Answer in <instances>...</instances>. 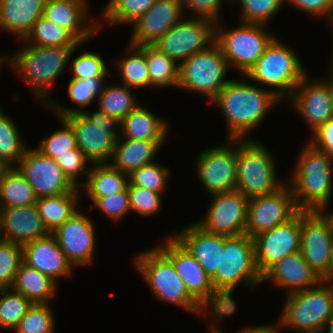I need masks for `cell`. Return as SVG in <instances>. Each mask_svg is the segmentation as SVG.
Masks as SVG:
<instances>
[{"label": "cell", "mask_w": 333, "mask_h": 333, "mask_svg": "<svg viewBox=\"0 0 333 333\" xmlns=\"http://www.w3.org/2000/svg\"><path fill=\"white\" fill-rule=\"evenodd\" d=\"M281 101L272 91L251 84L244 75L242 80L230 78L211 102L220 109L226 121L229 132L226 139H248L247 133L256 129L270 109Z\"/></svg>", "instance_id": "obj_1"}, {"label": "cell", "mask_w": 333, "mask_h": 333, "mask_svg": "<svg viewBox=\"0 0 333 333\" xmlns=\"http://www.w3.org/2000/svg\"><path fill=\"white\" fill-rule=\"evenodd\" d=\"M295 164L287 183L297 208L300 211H326L333 192V159L307 141Z\"/></svg>", "instance_id": "obj_2"}, {"label": "cell", "mask_w": 333, "mask_h": 333, "mask_svg": "<svg viewBox=\"0 0 333 333\" xmlns=\"http://www.w3.org/2000/svg\"><path fill=\"white\" fill-rule=\"evenodd\" d=\"M85 43L77 46L52 47L34 46L24 42L23 47L10 54V68L21 79H24L28 88H31L35 97L39 98L44 107L51 102L48 92L53 87L68 66L74 51Z\"/></svg>", "instance_id": "obj_3"}, {"label": "cell", "mask_w": 333, "mask_h": 333, "mask_svg": "<svg viewBox=\"0 0 333 333\" xmlns=\"http://www.w3.org/2000/svg\"><path fill=\"white\" fill-rule=\"evenodd\" d=\"M134 258V269L156 299L193 315H206L207 311L186 290L172 262L157 247L141 251Z\"/></svg>", "instance_id": "obj_4"}, {"label": "cell", "mask_w": 333, "mask_h": 333, "mask_svg": "<svg viewBox=\"0 0 333 333\" xmlns=\"http://www.w3.org/2000/svg\"><path fill=\"white\" fill-rule=\"evenodd\" d=\"M165 243V244H164ZM156 246L173 264L188 293L220 322L236 310L215 290L211 277L194 256L173 236Z\"/></svg>", "instance_id": "obj_5"}, {"label": "cell", "mask_w": 333, "mask_h": 333, "mask_svg": "<svg viewBox=\"0 0 333 333\" xmlns=\"http://www.w3.org/2000/svg\"><path fill=\"white\" fill-rule=\"evenodd\" d=\"M279 40L276 37L270 43L245 77L272 91L284 102L283 100L287 101L298 84L309 74L291 46Z\"/></svg>", "instance_id": "obj_6"}, {"label": "cell", "mask_w": 333, "mask_h": 333, "mask_svg": "<svg viewBox=\"0 0 333 333\" xmlns=\"http://www.w3.org/2000/svg\"><path fill=\"white\" fill-rule=\"evenodd\" d=\"M215 290L237 311L233 293L239 285L260 286L262 276L255 262L254 239L247 234L224 236L220 269L211 278Z\"/></svg>", "instance_id": "obj_7"}, {"label": "cell", "mask_w": 333, "mask_h": 333, "mask_svg": "<svg viewBox=\"0 0 333 333\" xmlns=\"http://www.w3.org/2000/svg\"><path fill=\"white\" fill-rule=\"evenodd\" d=\"M254 139H237L235 190L248 198L275 193L287 183L277 176L274 154Z\"/></svg>", "instance_id": "obj_8"}, {"label": "cell", "mask_w": 333, "mask_h": 333, "mask_svg": "<svg viewBox=\"0 0 333 333\" xmlns=\"http://www.w3.org/2000/svg\"><path fill=\"white\" fill-rule=\"evenodd\" d=\"M275 327L295 331L323 330L333 317V284L321 282L313 288L286 295ZM282 327V328H281Z\"/></svg>", "instance_id": "obj_9"}, {"label": "cell", "mask_w": 333, "mask_h": 333, "mask_svg": "<svg viewBox=\"0 0 333 333\" xmlns=\"http://www.w3.org/2000/svg\"><path fill=\"white\" fill-rule=\"evenodd\" d=\"M218 22L215 27V43L219 46L228 66L246 75L276 38L264 24L238 23L229 30ZM226 29V30H225Z\"/></svg>", "instance_id": "obj_10"}, {"label": "cell", "mask_w": 333, "mask_h": 333, "mask_svg": "<svg viewBox=\"0 0 333 333\" xmlns=\"http://www.w3.org/2000/svg\"><path fill=\"white\" fill-rule=\"evenodd\" d=\"M73 128L77 148L92 164L109 163L120 137L121 121L104 112L87 111L64 117Z\"/></svg>", "instance_id": "obj_11"}, {"label": "cell", "mask_w": 333, "mask_h": 333, "mask_svg": "<svg viewBox=\"0 0 333 333\" xmlns=\"http://www.w3.org/2000/svg\"><path fill=\"white\" fill-rule=\"evenodd\" d=\"M229 69L219 46L214 43L180 64L177 88L193 91L212 101L230 81L225 79Z\"/></svg>", "instance_id": "obj_12"}, {"label": "cell", "mask_w": 333, "mask_h": 333, "mask_svg": "<svg viewBox=\"0 0 333 333\" xmlns=\"http://www.w3.org/2000/svg\"><path fill=\"white\" fill-rule=\"evenodd\" d=\"M216 23L206 18L184 16L153 46L179 65L193 54L215 43Z\"/></svg>", "instance_id": "obj_13"}, {"label": "cell", "mask_w": 333, "mask_h": 333, "mask_svg": "<svg viewBox=\"0 0 333 333\" xmlns=\"http://www.w3.org/2000/svg\"><path fill=\"white\" fill-rule=\"evenodd\" d=\"M203 150L196 158V174L209 195L236 189L237 139Z\"/></svg>", "instance_id": "obj_14"}, {"label": "cell", "mask_w": 333, "mask_h": 333, "mask_svg": "<svg viewBox=\"0 0 333 333\" xmlns=\"http://www.w3.org/2000/svg\"><path fill=\"white\" fill-rule=\"evenodd\" d=\"M333 221L326 211H301L300 252L323 278L329 271Z\"/></svg>", "instance_id": "obj_15"}, {"label": "cell", "mask_w": 333, "mask_h": 333, "mask_svg": "<svg viewBox=\"0 0 333 333\" xmlns=\"http://www.w3.org/2000/svg\"><path fill=\"white\" fill-rule=\"evenodd\" d=\"M205 216L194 221L213 234L239 236L246 234L249 198L240 191L215 193Z\"/></svg>", "instance_id": "obj_16"}, {"label": "cell", "mask_w": 333, "mask_h": 333, "mask_svg": "<svg viewBox=\"0 0 333 333\" xmlns=\"http://www.w3.org/2000/svg\"><path fill=\"white\" fill-rule=\"evenodd\" d=\"M300 210L288 183L275 193L249 198L246 234L255 236L292 219Z\"/></svg>", "instance_id": "obj_17"}, {"label": "cell", "mask_w": 333, "mask_h": 333, "mask_svg": "<svg viewBox=\"0 0 333 333\" xmlns=\"http://www.w3.org/2000/svg\"><path fill=\"white\" fill-rule=\"evenodd\" d=\"M253 239L257 270L263 277L284 257L300 252L301 211L289 221L277 225Z\"/></svg>", "instance_id": "obj_18"}, {"label": "cell", "mask_w": 333, "mask_h": 333, "mask_svg": "<svg viewBox=\"0 0 333 333\" xmlns=\"http://www.w3.org/2000/svg\"><path fill=\"white\" fill-rule=\"evenodd\" d=\"M16 168L32 186L37 198L66 194L76 189L59 164L36 147L27 148Z\"/></svg>", "instance_id": "obj_19"}, {"label": "cell", "mask_w": 333, "mask_h": 333, "mask_svg": "<svg viewBox=\"0 0 333 333\" xmlns=\"http://www.w3.org/2000/svg\"><path fill=\"white\" fill-rule=\"evenodd\" d=\"M95 232L90 216L78 210L52 234L75 269L87 267L93 262L97 242Z\"/></svg>", "instance_id": "obj_20"}, {"label": "cell", "mask_w": 333, "mask_h": 333, "mask_svg": "<svg viewBox=\"0 0 333 333\" xmlns=\"http://www.w3.org/2000/svg\"><path fill=\"white\" fill-rule=\"evenodd\" d=\"M329 78H328V77ZM323 79L306 76L288 99L312 134L322 124L333 118L330 74Z\"/></svg>", "instance_id": "obj_21"}, {"label": "cell", "mask_w": 333, "mask_h": 333, "mask_svg": "<svg viewBox=\"0 0 333 333\" xmlns=\"http://www.w3.org/2000/svg\"><path fill=\"white\" fill-rule=\"evenodd\" d=\"M181 0H155L153 5L133 22L129 44L133 46L153 45L183 17Z\"/></svg>", "instance_id": "obj_22"}, {"label": "cell", "mask_w": 333, "mask_h": 333, "mask_svg": "<svg viewBox=\"0 0 333 333\" xmlns=\"http://www.w3.org/2000/svg\"><path fill=\"white\" fill-rule=\"evenodd\" d=\"M88 3L87 0H47L42 16L67 30L79 43H87L99 29L98 19L89 17Z\"/></svg>", "instance_id": "obj_23"}, {"label": "cell", "mask_w": 333, "mask_h": 333, "mask_svg": "<svg viewBox=\"0 0 333 333\" xmlns=\"http://www.w3.org/2000/svg\"><path fill=\"white\" fill-rule=\"evenodd\" d=\"M23 262L56 282L70 277L74 270L52 233L24 244Z\"/></svg>", "instance_id": "obj_24"}, {"label": "cell", "mask_w": 333, "mask_h": 333, "mask_svg": "<svg viewBox=\"0 0 333 333\" xmlns=\"http://www.w3.org/2000/svg\"><path fill=\"white\" fill-rule=\"evenodd\" d=\"M172 235L194 256L211 278L217 269H220L224 235L207 232L195 222L174 231Z\"/></svg>", "instance_id": "obj_25"}, {"label": "cell", "mask_w": 333, "mask_h": 333, "mask_svg": "<svg viewBox=\"0 0 333 333\" xmlns=\"http://www.w3.org/2000/svg\"><path fill=\"white\" fill-rule=\"evenodd\" d=\"M322 281L304 260L301 252L284 257L262 277V283L269 282L284 288L287 290L286 295L316 287Z\"/></svg>", "instance_id": "obj_26"}, {"label": "cell", "mask_w": 333, "mask_h": 333, "mask_svg": "<svg viewBox=\"0 0 333 333\" xmlns=\"http://www.w3.org/2000/svg\"><path fill=\"white\" fill-rule=\"evenodd\" d=\"M0 222L6 241L24 245L50 234L35 204L0 209Z\"/></svg>", "instance_id": "obj_27"}, {"label": "cell", "mask_w": 333, "mask_h": 333, "mask_svg": "<svg viewBox=\"0 0 333 333\" xmlns=\"http://www.w3.org/2000/svg\"><path fill=\"white\" fill-rule=\"evenodd\" d=\"M47 0H0V29L23 40L42 16Z\"/></svg>", "instance_id": "obj_28"}, {"label": "cell", "mask_w": 333, "mask_h": 333, "mask_svg": "<svg viewBox=\"0 0 333 333\" xmlns=\"http://www.w3.org/2000/svg\"><path fill=\"white\" fill-rule=\"evenodd\" d=\"M146 106L138 105L121 120L120 137L141 141H166L168 120L159 118Z\"/></svg>", "instance_id": "obj_29"}, {"label": "cell", "mask_w": 333, "mask_h": 333, "mask_svg": "<svg viewBox=\"0 0 333 333\" xmlns=\"http://www.w3.org/2000/svg\"><path fill=\"white\" fill-rule=\"evenodd\" d=\"M164 144L165 141H141L119 137L109 164L125 174H130L142 166L155 162L154 159Z\"/></svg>", "instance_id": "obj_30"}, {"label": "cell", "mask_w": 333, "mask_h": 333, "mask_svg": "<svg viewBox=\"0 0 333 333\" xmlns=\"http://www.w3.org/2000/svg\"><path fill=\"white\" fill-rule=\"evenodd\" d=\"M88 165H91V169L82 186L85 188V195L93 204L99 198L127 189L128 174L113 168L109 163Z\"/></svg>", "instance_id": "obj_31"}, {"label": "cell", "mask_w": 333, "mask_h": 333, "mask_svg": "<svg viewBox=\"0 0 333 333\" xmlns=\"http://www.w3.org/2000/svg\"><path fill=\"white\" fill-rule=\"evenodd\" d=\"M13 290L24 295L33 304L50 303L57 294V282L37 269L22 263L16 273Z\"/></svg>", "instance_id": "obj_32"}, {"label": "cell", "mask_w": 333, "mask_h": 333, "mask_svg": "<svg viewBox=\"0 0 333 333\" xmlns=\"http://www.w3.org/2000/svg\"><path fill=\"white\" fill-rule=\"evenodd\" d=\"M107 78H83V79H75L71 78L68 82L67 86V94L70 98V101L75 102L78 106L75 107H67L66 105H60L55 102V100H51L50 103L46 106V109L50 108L51 111L56 113L55 116L64 118L68 115L75 113L84 112L87 106H90L92 101L103 92L105 86V80ZM55 102V103H54ZM79 108V109H78ZM83 109V110H82Z\"/></svg>", "instance_id": "obj_33"}, {"label": "cell", "mask_w": 333, "mask_h": 333, "mask_svg": "<svg viewBox=\"0 0 333 333\" xmlns=\"http://www.w3.org/2000/svg\"><path fill=\"white\" fill-rule=\"evenodd\" d=\"M80 188L74 191L49 197L37 198L36 205L43 222L50 233L69 219L79 209Z\"/></svg>", "instance_id": "obj_34"}, {"label": "cell", "mask_w": 333, "mask_h": 333, "mask_svg": "<svg viewBox=\"0 0 333 333\" xmlns=\"http://www.w3.org/2000/svg\"><path fill=\"white\" fill-rule=\"evenodd\" d=\"M37 202L32 186L17 168H7L0 176V209L22 207Z\"/></svg>", "instance_id": "obj_35"}, {"label": "cell", "mask_w": 333, "mask_h": 333, "mask_svg": "<svg viewBox=\"0 0 333 333\" xmlns=\"http://www.w3.org/2000/svg\"><path fill=\"white\" fill-rule=\"evenodd\" d=\"M126 55L119 57L116 63L117 72L123 85L129 88L150 87L149 70L146 62V45L138 47L128 44Z\"/></svg>", "instance_id": "obj_36"}, {"label": "cell", "mask_w": 333, "mask_h": 333, "mask_svg": "<svg viewBox=\"0 0 333 333\" xmlns=\"http://www.w3.org/2000/svg\"><path fill=\"white\" fill-rule=\"evenodd\" d=\"M16 124L0 105V161L6 168H16L29 147Z\"/></svg>", "instance_id": "obj_37"}, {"label": "cell", "mask_w": 333, "mask_h": 333, "mask_svg": "<svg viewBox=\"0 0 333 333\" xmlns=\"http://www.w3.org/2000/svg\"><path fill=\"white\" fill-rule=\"evenodd\" d=\"M132 91V88L121 83L117 85L107 83L97 98V108L107 116L118 118L121 121L139 105Z\"/></svg>", "instance_id": "obj_38"}, {"label": "cell", "mask_w": 333, "mask_h": 333, "mask_svg": "<svg viewBox=\"0 0 333 333\" xmlns=\"http://www.w3.org/2000/svg\"><path fill=\"white\" fill-rule=\"evenodd\" d=\"M146 62L149 70L150 87H176L179 83L180 65L160 52L153 45H146Z\"/></svg>", "instance_id": "obj_39"}, {"label": "cell", "mask_w": 333, "mask_h": 333, "mask_svg": "<svg viewBox=\"0 0 333 333\" xmlns=\"http://www.w3.org/2000/svg\"><path fill=\"white\" fill-rule=\"evenodd\" d=\"M155 0H108V3L102 10V17L98 19V27L101 28V22L104 25L130 26L139 17H141L153 5Z\"/></svg>", "instance_id": "obj_40"}, {"label": "cell", "mask_w": 333, "mask_h": 333, "mask_svg": "<svg viewBox=\"0 0 333 333\" xmlns=\"http://www.w3.org/2000/svg\"><path fill=\"white\" fill-rule=\"evenodd\" d=\"M23 42L34 46H77L79 42L64 28L41 16Z\"/></svg>", "instance_id": "obj_41"}, {"label": "cell", "mask_w": 333, "mask_h": 333, "mask_svg": "<svg viewBox=\"0 0 333 333\" xmlns=\"http://www.w3.org/2000/svg\"><path fill=\"white\" fill-rule=\"evenodd\" d=\"M33 303L12 288L0 289V327L14 331Z\"/></svg>", "instance_id": "obj_42"}, {"label": "cell", "mask_w": 333, "mask_h": 333, "mask_svg": "<svg viewBox=\"0 0 333 333\" xmlns=\"http://www.w3.org/2000/svg\"><path fill=\"white\" fill-rule=\"evenodd\" d=\"M231 5L239 3L238 21L268 25L273 16L286 5L285 0H230Z\"/></svg>", "instance_id": "obj_43"}, {"label": "cell", "mask_w": 333, "mask_h": 333, "mask_svg": "<svg viewBox=\"0 0 333 333\" xmlns=\"http://www.w3.org/2000/svg\"><path fill=\"white\" fill-rule=\"evenodd\" d=\"M169 176V168L155 161L128 174V185L139 186L163 194L168 187Z\"/></svg>", "instance_id": "obj_44"}, {"label": "cell", "mask_w": 333, "mask_h": 333, "mask_svg": "<svg viewBox=\"0 0 333 333\" xmlns=\"http://www.w3.org/2000/svg\"><path fill=\"white\" fill-rule=\"evenodd\" d=\"M49 303L33 304L20 320L15 333H54L55 318Z\"/></svg>", "instance_id": "obj_45"}, {"label": "cell", "mask_w": 333, "mask_h": 333, "mask_svg": "<svg viewBox=\"0 0 333 333\" xmlns=\"http://www.w3.org/2000/svg\"><path fill=\"white\" fill-rule=\"evenodd\" d=\"M61 123V129L52 132L49 136L42 139L36 148L45 156L55 158L57 155L69 154V150L76 149V139L73 128L64 119L58 117Z\"/></svg>", "instance_id": "obj_46"}, {"label": "cell", "mask_w": 333, "mask_h": 333, "mask_svg": "<svg viewBox=\"0 0 333 333\" xmlns=\"http://www.w3.org/2000/svg\"><path fill=\"white\" fill-rule=\"evenodd\" d=\"M23 263V245L6 241L0 246V289L11 288Z\"/></svg>", "instance_id": "obj_47"}, {"label": "cell", "mask_w": 333, "mask_h": 333, "mask_svg": "<svg viewBox=\"0 0 333 333\" xmlns=\"http://www.w3.org/2000/svg\"><path fill=\"white\" fill-rule=\"evenodd\" d=\"M69 65L73 72L71 78H106L109 75L106 63L100 53L83 52L69 61Z\"/></svg>", "instance_id": "obj_48"}, {"label": "cell", "mask_w": 333, "mask_h": 333, "mask_svg": "<svg viewBox=\"0 0 333 333\" xmlns=\"http://www.w3.org/2000/svg\"><path fill=\"white\" fill-rule=\"evenodd\" d=\"M131 212L142 217L155 215L162 208V194L139 186L128 185Z\"/></svg>", "instance_id": "obj_49"}, {"label": "cell", "mask_w": 333, "mask_h": 333, "mask_svg": "<svg viewBox=\"0 0 333 333\" xmlns=\"http://www.w3.org/2000/svg\"><path fill=\"white\" fill-rule=\"evenodd\" d=\"M54 160L62 168L64 175L76 187L82 188L83 182H79V176L87 178L91 167L87 168V163L92 162L78 148L69 150V154L57 155ZM87 168V169H86Z\"/></svg>", "instance_id": "obj_50"}, {"label": "cell", "mask_w": 333, "mask_h": 333, "mask_svg": "<svg viewBox=\"0 0 333 333\" xmlns=\"http://www.w3.org/2000/svg\"><path fill=\"white\" fill-rule=\"evenodd\" d=\"M96 207L110 220L120 221L131 212L128 190L99 198L91 209Z\"/></svg>", "instance_id": "obj_51"}, {"label": "cell", "mask_w": 333, "mask_h": 333, "mask_svg": "<svg viewBox=\"0 0 333 333\" xmlns=\"http://www.w3.org/2000/svg\"><path fill=\"white\" fill-rule=\"evenodd\" d=\"M225 0H181L183 11H190L193 17L206 18L218 23L221 19V11ZM229 1L230 0H226Z\"/></svg>", "instance_id": "obj_52"}, {"label": "cell", "mask_w": 333, "mask_h": 333, "mask_svg": "<svg viewBox=\"0 0 333 333\" xmlns=\"http://www.w3.org/2000/svg\"><path fill=\"white\" fill-rule=\"evenodd\" d=\"M286 3L292 5L296 9L310 14L311 16H319L330 21L333 14V0H285Z\"/></svg>", "instance_id": "obj_53"}, {"label": "cell", "mask_w": 333, "mask_h": 333, "mask_svg": "<svg viewBox=\"0 0 333 333\" xmlns=\"http://www.w3.org/2000/svg\"><path fill=\"white\" fill-rule=\"evenodd\" d=\"M307 141L333 159V118L316 129Z\"/></svg>", "instance_id": "obj_54"}, {"label": "cell", "mask_w": 333, "mask_h": 333, "mask_svg": "<svg viewBox=\"0 0 333 333\" xmlns=\"http://www.w3.org/2000/svg\"><path fill=\"white\" fill-rule=\"evenodd\" d=\"M238 333H281L280 329L275 327V326H271V324H261L259 326H250V327H244L241 330L238 331Z\"/></svg>", "instance_id": "obj_55"}, {"label": "cell", "mask_w": 333, "mask_h": 333, "mask_svg": "<svg viewBox=\"0 0 333 333\" xmlns=\"http://www.w3.org/2000/svg\"><path fill=\"white\" fill-rule=\"evenodd\" d=\"M323 282L332 283L333 284V237L330 251V266L328 273L322 278Z\"/></svg>", "instance_id": "obj_56"}, {"label": "cell", "mask_w": 333, "mask_h": 333, "mask_svg": "<svg viewBox=\"0 0 333 333\" xmlns=\"http://www.w3.org/2000/svg\"><path fill=\"white\" fill-rule=\"evenodd\" d=\"M3 63H6V66L10 64V54L0 55V67L3 65Z\"/></svg>", "instance_id": "obj_57"}, {"label": "cell", "mask_w": 333, "mask_h": 333, "mask_svg": "<svg viewBox=\"0 0 333 333\" xmlns=\"http://www.w3.org/2000/svg\"><path fill=\"white\" fill-rule=\"evenodd\" d=\"M323 331L324 333H333V317L329 320Z\"/></svg>", "instance_id": "obj_58"}, {"label": "cell", "mask_w": 333, "mask_h": 333, "mask_svg": "<svg viewBox=\"0 0 333 333\" xmlns=\"http://www.w3.org/2000/svg\"><path fill=\"white\" fill-rule=\"evenodd\" d=\"M210 328H208L209 332L208 333H224L222 332L223 330H221V328L219 327V325H216L214 323H212L211 326H209ZM238 333V332H237Z\"/></svg>", "instance_id": "obj_59"}, {"label": "cell", "mask_w": 333, "mask_h": 333, "mask_svg": "<svg viewBox=\"0 0 333 333\" xmlns=\"http://www.w3.org/2000/svg\"><path fill=\"white\" fill-rule=\"evenodd\" d=\"M330 73V88H331V98H332V108H333V72L331 70L327 71Z\"/></svg>", "instance_id": "obj_60"}, {"label": "cell", "mask_w": 333, "mask_h": 333, "mask_svg": "<svg viewBox=\"0 0 333 333\" xmlns=\"http://www.w3.org/2000/svg\"><path fill=\"white\" fill-rule=\"evenodd\" d=\"M6 242L5 238H4V233H3V230H2V226H1V222H0V246Z\"/></svg>", "instance_id": "obj_61"}, {"label": "cell", "mask_w": 333, "mask_h": 333, "mask_svg": "<svg viewBox=\"0 0 333 333\" xmlns=\"http://www.w3.org/2000/svg\"><path fill=\"white\" fill-rule=\"evenodd\" d=\"M296 333H324L323 330H305V331H297Z\"/></svg>", "instance_id": "obj_62"}, {"label": "cell", "mask_w": 333, "mask_h": 333, "mask_svg": "<svg viewBox=\"0 0 333 333\" xmlns=\"http://www.w3.org/2000/svg\"><path fill=\"white\" fill-rule=\"evenodd\" d=\"M332 52H333V50H332ZM330 61H331V62H329L330 65H329V68H328L327 70L330 69V70L333 72V53H332V55H331V59H330Z\"/></svg>", "instance_id": "obj_63"}, {"label": "cell", "mask_w": 333, "mask_h": 333, "mask_svg": "<svg viewBox=\"0 0 333 333\" xmlns=\"http://www.w3.org/2000/svg\"><path fill=\"white\" fill-rule=\"evenodd\" d=\"M7 168L4 166V164L0 161V176L3 174V172L6 170Z\"/></svg>", "instance_id": "obj_64"}, {"label": "cell", "mask_w": 333, "mask_h": 333, "mask_svg": "<svg viewBox=\"0 0 333 333\" xmlns=\"http://www.w3.org/2000/svg\"><path fill=\"white\" fill-rule=\"evenodd\" d=\"M327 213H328V215L332 218V221H333V210H331L330 212H329V210L328 211H326Z\"/></svg>", "instance_id": "obj_65"}, {"label": "cell", "mask_w": 333, "mask_h": 333, "mask_svg": "<svg viewBox=\"0 0 333 333\" xmlns=\"http://www.w3.org/2000/svg\"><path fill=\"white\" fill-rule=\"evenodd\" d=\"M330 22H331V24L333 25V14H332V17H331L329 23H330Z\"/></svg>", "instance_id": "obj_66"}]
</instances>
